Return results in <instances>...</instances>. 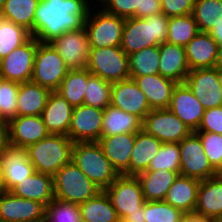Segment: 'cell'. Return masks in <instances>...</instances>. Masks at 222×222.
<instances>
[{"instance_id": "1", "label": "cell", "mask_w": 222, "mask_h": 222, "mask_svg": "<svg viewBox=\"0 0 222 222\" xmlns=\"http://www.w3.org/2000/svg\"><path fill=\"white\" fill-rule=\"evenodd\" d=\"M88 0H40L35 11L33 37L50 43L70 30L80 29L90 11Z\"/></svg>"}, {"instance_id": "2", "label": "cell", "mask_w": 222, "mask_h": 222, "mask_svg": "<svg viewBox=\"0 0 222 222\" xmlns=\"http://www.w3.org/2000/svg\"><path fill=\"white\" fill-rule=\"evenodd\" d=\"M168 21L169 18L164 13L125 19L121 48L129 56L141 49L166 42Z\"/></svg>"}, {"instance_id": "3", "label": "cell", "mask_w": 222, "mask_h": 222, "mask_svg": "<svg viewBox=\"0 0 222 222\" xmlns=\"http://www.w3.org/2000/svg\"><path fill=\"white\" fill-rule=\"evenodd\" d=\"M74 142L63 134H49L26 147L27 156L35 171L50 176L60 170L72 158Z\"/></svg>"}, {"instance_id": "4", "label": "cell", "mask_w": 222, "mask_h": 222, "mask_svg": "<svg viewBox=\"0 0 222 222\" xmlns=\"http://www.w3.org/2000/svg\"><path fill=\"white\" fill-rule=\"evenodd\" d=\"M71 161L101 190H106L119 176L98 141L75 142Z\"/></svg>"}, {"instance_id": "5", "label": "cell", "mask_w": 222, "mask_h": 222, "mask_svg": "<svg viewBox=\"0 0 222 222\" xmlns=\"http://www.w3.org/2000/svg\"><path fill=\"white\" fill-rule=\"evenodd\" d=\"M53 184L55 198L78 205L102 191L72 161L55 173Z\"/></svg>"}, {"instance_id": "6", "label": "cell", "mask_w": 222, "mask_h": 222, "mask_svg": "<svg viewBox=\"0 0 222 222\" xmlns=\"http://www.w3.org/2000/svg\"><path fill=\"white\" fill-rule=\"evenodd\" d=\"M86 69L107 82H120L130 78L129 56L121 46L90 48Z\"/></svg>"}, {"instance_id": "7", "label": "cell", "mask_w": 222, "mask_h": 222, "mask_svg": "<svg viewBox=\"0 0 222 222\" xmlns=\"http://www.w3.org/2000/svg\"><path fill=\"white\" fill-rule=\"evenodd\" d=\"M84 22L88 33L89 47H116L121 46L125 18L105 12L101 7L95 14L91 13Z\"/></svg>"}, {"instance_id": "8", "label": "cell", "mask_w": 222, "mask_h": 222, "mask_svg": "<svg viewBox=\"0 0 222 222\" xmlns=\"http://www.w3.org/2000/svg\"><path fill=\"white\" fill-rule=\"evenodd\" d=\"M69 68L50 43L38 41L31 81L56 91L66 77Z\"/></svg>"}, {"instance_id": "9", "label": "cell", "mask_w": 222, "mask_h": 222, "mask_svg": "<svg viewBox=\"0 0 222 222\" xmlns=\"http://www.w3.org/2000/svg\"><path fill=\"white\" fill-rule=\"evenodd\" d=\"M180 175L200 181L217 176L219 173L211 166L196 132H191L179 142Z\"/></svg>"}, {"instance_id": "10", "label": "cell", "mask_w": 222, "mask_h": 222, "mask_svg": "<svg viewBox=\"0 0 222 222\" xmlns=\"http://www.w3.org/2000/svg\"><path fill=\"white\" fill-rule=\"evenodd\" d=\"M38 40L31 36L0 60V78L17 83L31 81Z\"/></svg>"}, {"instance_id": "11", "label": "cell", "mask_w": 222, "mask_h": 222, "mask_svg": "<svg viewBox=\"0 0 222 222\" xmlns=\"http://www.w3.org/2000/svg\"><path fill=\"white\" fill-rule=\"evenodd\" d=\"M142 130L162 143H179L191 133L168 108L151 110L142 120Z\"/></svg>"}, {"instance_id": "12", "label": "cell", "mask_w": 222, "mask_h": 222, "mask_svg": "<svg viewBox=\"0 0 222 222\" xmlns=\"http://www.w3.org/2000/svg\"><path fill=\"white\" fill-rule=\"evenodd\" d=\"M105 192L120 219H124L129 213L140 212V207L145 203L136 176L119 175Z\"/></svg>"}, {"instance_id": "13", "label": "cell", "mask_w": 222, "mask_h": 222, "mask_svg": "<svg viewBox=\"0 0 222 222\" xmlns=\"http://www.w3.org/2000/svg\"><path fill=\"white\" fill-rule=\"evenodd\" d=\"M50 44L69 69H85L89 57V39L85 26L70 30L55 38Z\"/></svg>"}, {"instance_id": "14", "label": "cell", "mask_w": 222, "mask_h": 222, "mask_svg": "<svg viewBox=\"0 0 222 222\" xmlns=\"http://www.w3.org/2000/svg\"><path fill=\"white\" fill-rule=\"evenodd\" d=\"M205 110L222 106L218 68L190 70L185 82Z\"/></svg>"}, {"instance_id": "15", "label": "cell", "mask_w": 222, "mask_h": 222, "mask_svg": "<svg viewBox=\"0 0 222 222\" xmlns=\"http://www.w3.org/2000/svg\"><path fill=\"white\" fill-rule=\"evenodd\" d=\"M104 110L85 104L73 109L68 137L75 142L98 141L102 136Z\"/></svg>"}, {"instance_id": "16", "label": "cell", "mask_w": 222, "mask_h": 222, "mask_svg": "<svg viewBox=\"0 0 222 222\" xmlns=\"http://www.w3.org/2000/svg\"><path fill=\"white\" fill-rule=\"evenodd\" d=\"M45 222V206L7 191L0 195V222Z\"/></svg>"}, {"instance_id": "17", "label": "cell", "mask_w": 222, "mask_h": 222, "mask_svg": "<svg viewBox=\"0 0 222 222\" xmlns=\"http://www.w3.org/2000/svg\"><path fill=\"white\" fill-rule=\"evenodd\" d=\"M110 104L141 120L152 110L144 92L131 78L112 83Z\"/></svg>"}, {"instance_id": "18", "label": "cell", "mask_w": 222, "mask_h": 222, "mask_svg": "<svg viewBox=\"0 0 222 222\" xmlns=\"http://www.w3.org/2000/svg\"><path fill=\"white\" fill-rule=\"evenodd\" d=\"M191 132H196L201 123L204 107L185 83H178L173 90L168 107Z\"/></svg>"}, {"instance_id": "19", "label": "cell", "mask_w": 222, "mask_h": 222, "mask_svg": "<svg viewBox=\"0 0 222 222\" xmlns=\"http://www.w3.org/2000/svg\"><path fill=\"white\" fill-rule=\"evenodd\" d=\"M135 133L101 136L98 140L105 157L119 175L130 176V156L135 144Z\"/></svg>"}, {"instance_id": "20", "label": "cell", "mask_w": 222, "mask_h": 222, "mask_svg": "<svg viewBox=\"0 0 222 222\" xmlns=\"http://www.w3.org/2000/svg\"><path fill=\"white\" fill-rule=\"evenodd\" d=\"M9 142L15 147L26 148L47 137L43 119L40 116H17L9 122Z\"/></svg>"}, {"instance_id": "21", "label": "cell", "mask_w": 222, "mask_h": 222, "mask_svg": "<svg viewBox=\"0 0 222 222\" xmlns=\"http://www.w3.org/2000/svg\"><path fill=\"white\" fill-rule=\"evenodd\" d=\"M73 109L74 107L59 93L52 91L41 114L47 131L50 134H63L68 136Z\"/></svg>"}, {"instance_id": "22", "label": "cell", "mask_w": 222, "mask_h": 222, "mask_svg": "<svg viewBox=\"0 0 222 222\" xmlns=\"http://www.w3.org/2000/svg\"><path fill=\"white\" fill-rule=\"evenodd\" d=\"M7 191L35 172L26 148L10 145L0 155Z\"/></svg>"}, {"instance_id": "23", "label": "cell", "mask_w": 222, "mask_h": 222, "mask_svg": "<svg viewBox=\"0 0 222 222\" xmlns=\"http://www.w3.org/2000/svg\"><path fill=\"white\" fill-rule=\"evenodd\" d=\"M195 213L215 222L222 218V174L200 181Z\"/></svg>"}, {"instance_id": "24", "label": "cell", "mask_w": 222, "mask_h": 222, "mask_svg": "<svg viewBox=\"0 0 222 222\" xmlns=\"http://www.w3.org/2000/svg\"><path fill=\"white\" fill-rule=\"evenodd\" d=\"M144 92L151 109H167L170 105L173 90L178 84L160 74L135 77L133 79Z\"/></svg>"}, {"instance_id": "25", "label": "cell", "mask_w": 222, "mask_h": 222, "mask_svg": "<svg viewBox=\"0 0 222 222\" xmlns=\"http://www.w3.org/2000/svg\"><path fill=\"white\" fill-rule=\"evenodd\" d=\"M159 52V74L177 83H184L190 72L185 48L164 42L159 45Z\"/></svg>"}, {"instance_id": "26", "label": "cell", "mask_w": 222, "mask_h": 222, "mask_svg": "<svg viewBox=\"0 0 222 222\" xmlns=\"http://www.w3.org/2000/svg\"><path fill=\"white\" fill-rule=\"evenodd\" d=\"M184 48L190 70L215 68L218 44L209 33L199 31Z\"/></svg>"}, {"instance_id": "27", "label": "cell", "mask_w": 222, "mask_h": 222, "mask_svg": "<svg viewBox=\"0 0 222 222\" xmlns=\"http://www.w3.org/2000/svg\"><path fill=\"white\" fill-rule=\"evenodd\" d=\"M9 192L21 198L38 201L46 207L55 198L53 177L35 171Z\"/></svg>"}, {"instance_id": "28", "label": "cell", "mask_w": 222, "mask_h": 222, "mask_svg": "<svg viewBox=\"0 0 222 222\" xmlns=\"http://www.w3.org/2000/svg\"><path fill=\"white\" fill-rule=\"evenodd\" d=\"M199 186L200 180L178 175L164 201L183 213H192L196 207Z\"/></svg>"}, {"instance_id": "29", "label": "cell", "mask_w": 222, "mask_h": 222, "mask_svg": "<svg viewBox=\"0 0 222 222\" xmlns=\"http://www.w3.org/2000/svg\"><path fill=\"white\" fill-rule=\"evenodd\" d=\"M52 91L32 81L20 83L17 116H40Z\"/></svg>"}, {"instance_id": "30", "label": "cell", "mask_w": 222, "mask_h": 222, "mask_svg": "<svg viewBox=\"0 0 222 222\" xmlns=\"http://www.w3.org/2000/svg\"><path fill=\"white\" fill-rule=\"evenodd\" d=\"M178 175L175 171L159 169L141 172L136 177L141 185L145 201H164Z\"/></svg>"}, {"instance_id": "31", "label": "cell", "mask_w": 222, "mask_h": 222, "mask_svg": "<svg viewBox=\"0 0 222 222\" xmlns=\"http://www.w3.org/2000/svg\"><path fill=\"white\" fill-rule=\"evenodd\" d=\"M162 142L143 130L136 133L135 144L130 156V176L147 170L150 161L157 155Z\"/></svg>"}, {"instance_id": "32", "label": "cell", "mask_w": 222, "mask_h": 222, "mask_svg": "<svg viewBox=\"0 0 222 222\" xmlns=\"http://www.w3.org/2000/svg\"><path fill=\"white\" fill-rule=\"evenodd\" d=\"M142 130V120L134 114L126 113L120 108L109 105L104 109L102 136L122 133H138Z\"/></svg>"}, {"instance_id": "33", "label": "cell", "mask_w": 222, "mask_h": 222, "mask_svg": "<svg viewBox=\"0 0 222 222\" xmlns=\"http://www.w3.org/2000/svg\"><path fill=\"white\" fill-rule=\"evenodd\" d=\"M83 222H116L119 218L105 190L79 205Z\"/></svg>"}, {"instance_id": "34", "label": "cell", "mask_w": 222, "mask_h": 222, "mask_svg": "<svg viewBox=\"0 0 222 222\" xmlns=\"http://www.w3.org/2000/svg\"><path fill=\"white\" fill-rule=\"evenodd\" d=\"M40 0H6L0 18L28 30L33 36L34 17Z\"/></svg>"}, {"instance_id": "35", "label": "cell", "mask_w": 222, "mask_h": 222, "mask_svg": "<svg viewBox=\"0 0 222 222\" xmlns=\"http://www.w3.org/2000/svg\"><path fill=\"white\" fill-rule=\"evenodd\" d=\"M91 73L85 69H69L66 77L56 90L71 106L84 104L87 78Z\"/></svg>"}, {"instance_id": "36", "label": "cell", "mask_w": 222, "mask_h": 222, "mask_svg": "<svg viewBox=\"0 0 222 222\" xmlns=\"http://www.w3.org/2000/svg\"><path fill=\"white\" fill-rule=\"evenodd\" d=\"M159 46L141 49L129 55L130 78L159 74Z\"/></svg>"}, {"instance_id": "37", "label": "cell", "mask_w": 222, "mask_h": 222, "mask_svg": "<svg viewBox=\"0 0 222 222\" xmlns=\"http://www.w3.org/2000/svg\"><path fill=\"white\" fill-rule=\"evenodd\" d=\"M167 30L166 42L183 47L199 32L192 14L169 18Z\"/></svg>"}, {"instance_id": "38", "label": "cell", "mask_w": 222, "mask_h": 222, "mask_svg": "<svg viewBox=\"0 0 222 222\" xmlns=\"http://www.w3.org/2000/svg\"><path fill=\"white\" fill-rule=\"evenodd\" d=\"M192 15L198 30L209 33L222 20V0H196Z\"/></svg>"}, {"instance_id": "39", "label": "cell", "mask_w": 222, "mask_h": 222, "mask_svg": "<svg viewBox=\"0 0 222 222\" xmlns=\"http://www.w3.org/2000/svg\"><path fill=\"white\" fill-rule=\"evenodd\" d=\"M31 34L20 25L0 18V60L24 44Z\"/></svg>"}, {"instance_id": "40", "label": "cell", "mask_w": 222, "mask_h": 222, "mask_svg": "<svg viewBox=\"0 0 222 222\" xmlns=\"http://www.w3.org/2000/svg\"><path fill=\"white\" fill-rule=\"evenodd\" d=\"M111 86L112 83L91 74L87 78L84 104L104 110L111 103Z\"/></svg>"}, {"instance_id": "41", "label": "cell", "mask_w": 222, "mask_h": 222, "mask_svg": "<svg viewBox=\"0 0 222 222\" xmlns=\"http://www.w3.org/2000/svg\"><path fill=\"white\" fill-rule=\"evenodd\" d=\"M45 222H83L78 204L54 198L45 207Z\"/></svg>"}, {"instance_id": "42", "label": "cell", "mask_w": 222, "mask_h": 222, "mask_svg": "<svg viewBox=\"0 0 222 222\" xmlns=\"http://www.w3.org/2000/svg\"><path fill=\"white\" fill-rule=\"evenodd\" d=\"M165 169L180 175L179 143H163L157 155L150 161L146 171Z\"/></svg>"}, {"instance_id": "43", "label": "cell", "mask_w": 222, "mask_h": 222, "mask_svg": "<svg viewBox=\"0 0 222 222\" xmlns=\"http://www.w3.org/2000/svg\"><path fill=\"white\" fill-rule=\"evenodd\" d=\"M20 84L0 78V118L10 121L17 117V98Z\"/></svg>"}, {"instance_id": "44", "label": "cell", "mask_w": 222, "mask_h": 222, "mask_svg": "<svg viewBox=\"0 0 222 222\" xmlns=\"http://www.w3.org/2000/svg\"><path fill=\"white\" fill-rule=\"evenodd\" d=\"M183 214L165 201H145V222H180Z\"/></svg>"}, {"instance_id": "45", "label": "cell", "mask_w": 222, "mask_h": 222, "mask_svg": "<svg viewBox=\"0 0 222 222\" xmlns=\"http://www.w3.org/2000/svg\"><path fill=\"white\" fill-rule=\"evenodd\" d=\"M200 138L209 163L218 172H222V134L196 132Z\"/></svg>"}, {"instance_id": "46", "label": "cell", "mask_w": 222, "mask_h": 222, "mask_svg": "<svg viewBox=\"0 0 222 222\" xmlns=\"http://www.w3.org/2000/svg\"><path fill=\"white\" fill-rule=\"evenodd\" d=\"M102 9L109 13L122 18H132L139 7V0H101Z\"/></svg>"}, {"instance_id": "47", "label": "cell", "mask_w": 222, "mask_h": 222, "mask_svg": "<svg viewBox=\"0 0 222 222\" xmlns=\"http://www.w3.org/2000/svg\"><path fill=\"white\" fill-rule=\"evenodd\" d=\"M196 132L222 134V106L205 110Z\"/></svg>"}, {"instance_id": "48", "label": "cell", "mask_w": 222, "mask_h": 222, "mask_svg": "<svg viewBox=\"0 0 222 222\" xmlns=\"http://www.w3.org/2000/svg\"><path fill=\"white\" fill-rule=\"evenodd\" d=\"M196 0H160L162 13L168 18L192 14Z\"/></svg>"}, {"instance_id": "49", "label": "cell", "mask_w": 222, "mask_h": 222, "mask_svg": "<svg viewBox=\"0 0 222 222\" xmlns=\"http://www.w3.org/2000/svg\"><path fill=\"white\" fill-rule=\"evenodd\" d=\"M162 13L160 0H139L135 18H146Z\"/></svg>"}, {"instance_id": "50", "label": "cell", "mask_w": 222, "mask_h": 222, "mask_svg": "<svg viewBox=\"0 0 222 222\" xmlns=\"http://www.w3.org/2000/svg\"><path fill=\"white\" fill-rule=\"evenodd\" d=\"M9 146V123L0 118V155Z\"/></svg>"}, {"instance_id": "51", "label": "cell", "mask_w": 222, "mask_h": 222, "mask_svg": "<svg viewBox=\"0 0 222 222\" xmlns=\"http://www.w3.org/2000/svg\"><path fill=\"white\" fill-rule=\"evenodd\" d=\"M180 222H215L213 219L205 216H201L195 212L184 213L180 219Z\"/></svg>"}, {"instance_id": "52", "label": "cell", "mask_w": 222, "mask_h": 222, "mask_svg": "<svg viewBox=\"0 0 222 222\" xmlns=\"http://www.w3.org/2000/svg\"><path fill=\"white\" fill-rule=\"evenodd\" d=\"M145 203L140 207V212L129 213L124 219L127 222H145Z\"/></svg>"}, {"instance_id": "53", "label": "cell", "mask_w": 222, "mask_h": 222, "mask_svg": "<svg viewBox=\"0 0 222 222\" xmlns=\"http://www.w3.org/2000/svg\"><path fill=\"white\" fill-rule=\"evenodd\" d=\"M209 34L218 45H222V20L209 32Z\"/></svg>"}, {"instance_id": "54", "label": "cell", "mask_w": 222, "mask_h": 222, "mask_svg": "<svg viewBox=\"0 0 222 222\" xmlns=\"http://www.w3.org/2000/svg\"><path fill=\"white\" fill-rule=\"evenodd\" d=\"M7 192L6 182L2 164L0 162V195Z\"/></svg>"}, {"instance_id": "55", "label": "cell", "mask_w": 222, "mask_h": 222, "mask_svg": "<svg viewBox=\"0 0 222 222\" xmlns=\"http://www.w3.org/2000/svg\"><path fill=\"white\" fill-rule=\"evenodd\" d=\"M215 68L222 69V45H218Z\"/></svg>"}, {"instance_id": "56", "label": "cell", "mask_w": 222, "mask_h": 222, "mask_svg": "<svg viewBox=\"0 0 222 222\" xmlns=\"http://www.w3.org/2000/svg\"><path fill=\"white\" fill-rule=\"evenodd\" d=\"M218 78H219L220 87L222 89V69L220 68H218Z\"/></svg>"}, {"instance_id": "57", "label": "cell", "mask_w": 222, "mask_h": 222, "mask_svg": "<svg viewBox=\"0 0 222 222\" xmlns=\"http://www.w3.org/2000/svg\"><path fill=\"white\" fill-rule=\"evenodd\" d=\"M5 1L6 0H0V14H1L3 8H4Z\"/></svg>"}, {"instance_id": "58", "label": "cell", "mask_w": 222, "mask_h": 222, "mask_svg": "<svg viewBox=\"0 0 222 222\" xmlns=\"http://www.w3.org/2000/svg\"><path fill=\"white\" fill-rule=\"evenodd\" d=\"M116 222H127L125 219H118Z\"/></svg>"}]
</instances>
